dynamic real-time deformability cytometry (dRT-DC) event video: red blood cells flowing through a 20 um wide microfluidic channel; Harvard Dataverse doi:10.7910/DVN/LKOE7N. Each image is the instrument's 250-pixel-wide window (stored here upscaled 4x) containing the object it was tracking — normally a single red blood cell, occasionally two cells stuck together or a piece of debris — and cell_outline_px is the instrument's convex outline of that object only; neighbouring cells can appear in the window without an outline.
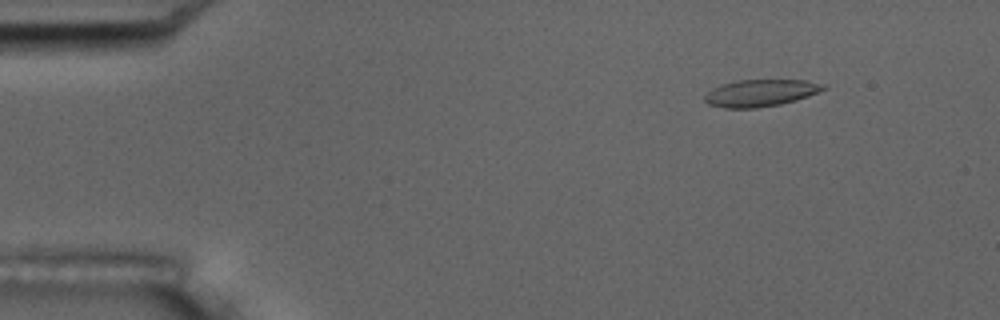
{"species": "common noctule bat (a hibernating species)", "species_latin": "Nyctalus noctula", "temperature_condition": "room temperature", "stored_images_in_passage": 5, "camera_frame_rate_fps": 3000, "um_per_image_px": 0.085, "animal": {"sex": "male", "body_mass_g": 17.5, "forearm_length_mm": 52.3}, "frame": {"image": 1, "passage_image": 1, "time_ms": 0.0, "image_size_px": [1000, 320], "cell_outline_px": [[828, 88], [808, 96], [796, 100], [780, 104], [756, 108], [724, 108], [708, 104], [704, 100], [704, 96], [712, 88], [720, 84], [736, 80], [804, 80], [824, 84]], "centroid_in_image_um": [64.62, 7.9], "position_along_channel_um": 20.4, "area_um2": 18.73}}